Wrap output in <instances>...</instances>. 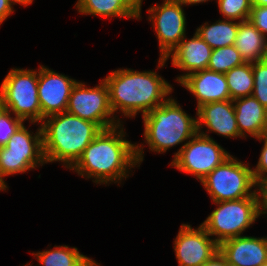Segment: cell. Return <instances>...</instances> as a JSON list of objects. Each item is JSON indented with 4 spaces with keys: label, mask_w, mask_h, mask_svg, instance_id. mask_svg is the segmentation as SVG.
Segmentation results:
<instances>
[{
    "label": "cell",
    "mask_w": 267,
    "mask_h": 266,
    "mask_svg": "<svg viewBox=\"0 0 267 266\" xmlns=\"http://www.w3.org/2000/svg\"><path fill=\"white\" fill-rule=\"evenodd\" d=\"M123 122L103 129L85 148L81 157L69 169L96 185H121L144 161V143L126 139Z\"/></svg>",
    "instance_id": "obj_1"
},
{
    "label": "cell",
    "mask_w": 267,
    "mask_h": 266,
    "mask_svg": "<svg viewBox=\"0 0 267 266\" xmlns=\"http://www.w3.org/2000/svg\"><path fill=\"white\" fill-rule=\"evenodd\" d=\"M109 91L111 109L118 117V111L126 118H135L137 114H147L159 107L172 95L174 87L155 70L137 71L119 68L104 79Z\"/></svg>",
    "instance_id": "obj_2"
},
{
    "label": "cell",
    "mask_w": 267,
    "mask_h": 266,
    "mask_svg": "<svg viewBox=\"0 0 267 266\" xmlns=\"http://www.w3.org/2000/svg\"><path fill=\"white\" fill-rule=\"evenodd\" d=\"M46 164L59 162L70 169L85 148L102 131L91 121L67 111L48 116L40 123Z\"/></svg>",
    "instance_id": "obj_3"
},
{
    "label": "cell",
    "mask_w": 267,
    "mask_h": 266,
    "mask_svg": "<svg viewBox=\"0 0 267 266\" xmlns=\"http://www.w3.org/2000/svg\"><path fill=\"white\" fill-rule=\"evenodd\" d=\"M142 120L143 142L156 154H163L181 143L183 147L197 133V118L186 113L172 95L143 115Z\"/></svg>",
    "instance_id": "obj_4"
},
{
    "label": "cell",
    "mask_w": 267,
    "mask_h": 266,
    "mask_svg": "<svg viewBox=\"0 0 267 266\" xmlns=\"http://www.w3.org/2000/svg\"><path fill=\"white\" fill-rule=\"evenodd\" d=\"M0 104L29 124L39 125L42 113L38 98V69L11 68L0 85Z\"/></svg>",
    "instance_id": "obj_5"
},
{
    "label": "cell",
    "mask_w": 267,
    "mask_h": 266,
    "mask_svg": "<svg viewBox=\"0 0 267 266\" xmlns=\"http://www.w3.org/2000/svg\"><path fill=\"white\" fill-rule=\"evenodd\" d=\"M212 203L217 207L201 225L218 244L242 236L260 218L257 191L250 197Z\"/></svg>",
    "instance_id": "obj_6"
},
{
    "label": "cell",
    "mask_w": 267,
    "mask_h": 266,
    "mask_svg": "<svg viewBox=\"0 0 267 266\" xmlns=\"http://www.w3.org/2000/svg\"><path fill=\"white\" fill-rule=\"evenodd\" d=\"M200 183L212 202L250 197L257 190L249 163L242 162L232 155L215 167Z\"/></svg>",
    "instance_id": "obj_7"
},
{
    "label": "cell",
    "mask_w": 267,
    "mask_h": 266,
    "mask_svg": "<svg viewBox=\"0 0 267 266\" xmlns=\"http://www.w3.org/2000/svg\"><path fill=\"white\" fill-rule=\"evenodd\" d=\"M45 164L40 123L36 133L23 124L4 146H0V175L4 180L6 176L23 174Z\"/></svg>",
    "instance_id": "obj_8"
},
{
    "label": "cell",
    "mask_w": 267,
    "mask_h": 266,
    "mask_svg": "<svg viewBox=\"0 0 267 266\" xmlns=\"http://www.w3.org/2000/svg\"><path fill=\"white\" fill-rule=\"evenodd\" d=\"M230 156L231 154L215 139L196 133L174 153L169 166L194 176L200 182Z\"/></svg>",
    "instance_id": "obj_9"
},
{
    "label": "cell",
    "mask_w": 267,
    "mask_h": 266,
    "mask_svg": "<svg viewBox=\"0 0 267 266\" xmlns=\"http://www.w3.org/2000/svg\"><path fill=\"white\" fill-rule=\"evenodd\" d=\"M94 87L79 80L72 88L66 111L96 123L102 130L122 123L115 117L109 101V91L103 79Z\"/></svg>",
    "instance_id": "obj_10"
},
{
    "label": "cell",
    "mask_w": 267,
    "mask_h": 266,
    "mask_svg": "<svg viewBox=\"0 0 267 266\" xmlns=\"http://www.w3.org/2000/svg\"><path fill=\"white\" fill-rule=\"evenodd\" d=\"M183 7L178 0H162L146 10L158 39L159 58L166 59L187 34Z\"/></svg>",
    "instance_id": "obj_11"
},
{
    "label": "cell",
    "mask_w": 267,
    "mask_h": 266,
    "mask_svg": "<svg viewBox=\"0 0 267 266\" xmlns=\"http://www.w3.org/2000/svg\"><path fill=\"white\" fill-rule=\"evenodd\" d=\"M173 245L178 266H201L219 250V244L201 224L196 229L181 224Z\"/></svg>",
    "instance_id": "obj_12"
},
{
    "label": "cell",
    "mask_w": 267,
    "mask_h": 266,
    "mask_svg": "<svg viewBox=\"0 0 267 266\" xmlns=\"http://www.w3.org/2000/svg\"><path fill=\"white\" fill-rule=\"evenodd\" d=\"M77 83L74 78L40 65L38 69V98L44 118L66 111L72 88Z\"/></svg>",
    "instance_id": "obj_13"
},
{
    "label": "cell",
    "mask_w": 267,
    "mask_h": 266,
    "mask_svg": "<svg viewBox=\"0 0 267 266\" xmlns=\"http://www.w3.org/2000/svg\"><path fill=\"white\" fill-rule=\"evenodd\" d=\"M196 118L197 133L203 136L212 138L209 133H216L229 139L243 138L237 126L233 100L203 104L197 108Z\"/></svg>",
    "instance_id": "obj_14"
},
{
    "label": "cell",
    "mask_w": 267,
    "mask_h": 266,
    "mask_svg": "<svg viewBox=\"0 0 267 266\" xmlns=\"http://www.w3.org/2000/svg\"><path fill=\"white\" fill-rule=\"evenodd\" d=\"M212 50L195 31L191 39H187L185 36L166 59H158L157 70L164 68L166 62L171 58L172 66L185 72L176 77L175 81L179 83L187 75L207 69Z\"/></svg>",
    "instance_id": "obj_15"
},
{
    "label": "cell",
    "mask_w": 267,
    "mask_h": 266,
    "mask_svg": "<svg viewBox=\"0 0 267 266\" xmlns=\"http://www.w3.org/2000/svg\"><path fill=\"white\" fill-rule=\"evenodd\" d=\"M178 84L196 98V109L206 103L231 100L225 74L209 69L193 72Z\"/></svg>",
    "instance_id": "obj_16"
},
{
    "label": "cell",
    "mask_w": 267,
    "mask_h": 266,
    "mask_svg": "<svg viewBox=\"0 0 267 266\" xmlns=\"http://www.w3.org/2000/svg\"><path fill=\"white\" fill-rule=\"evenodd\" d=\"M228 266H259L267 262V237L238 236L219 244Z\"/></svg>",
    "instance_id": "obj_17"
},
{
    "label": "cell",
    "mask_w": 267,
    "mask_h": 266,
    "mask_svg": "<svg viewBox=\"0 0 267 266\" xmlns=\"http://www.w3.org/2000/svg\"><path fill=\"white\" fill-rule=\"evenodd\" d=\"M142 3L143 0H77L74 7L81 15L141 20Z\"/></svg>",
    "instance_id": "obj_18"
},
{
    "label": "cell",
    "mask_w": 267,
    "mask_h": 266,
    "mask_svg": "<svg viewBox=\"0 0 267 266\" xmlns=\"http://www.w3.org/2000/svg\"><path fill=\"white\" fill-rule=\"evenodd\" d=\"M233 105L239 133L243 139L260 138L267 117V109L253 95L235 99Z\"/></svg>",
    "instance_id": "obj_19"
},
{
    "label": "cell",
    "mask_w": 267,
    "mask_h": 266,
    "mask_svg": "<svg viewBox=\"0 0 267 266\" xmlns=\"http://www.w3.org/2000/svg\"><path fill=\"white\" fill-rule=\"evenodd\" d=\"M234 46L245 62L267 59V38L249 20L239 22Z\"/></svg>",
    "instance_id": "obj_20"
},
{
    "label": "cell",
    "mask_w": 267,
    "mask_h": 266,
    "mask_svg": "<svg viewBox=\"0 0 267 266\" xmlns=\"http://www.w3.org/2000/svg\"><path fill=\"white\" fill-rule=\"evenodd\" d=\"M37 259L36 266H98L100 263L80 253L77 247L54 246L52 249L32 252Z\"/></svg>",
    "instance_id": "obj_21"
},
{
    "label": "cell",
    "mask_w": 267,
    "mask_h": 266,
    "mask_svg": "<svg viewBox=\"0 0 267 266\" xmlns=\"http://www.w3.org/2000/svg\"><path fill=\"white\" fill-rule=\"evenodd\" d=\"M239 22L234 20L219 19L212 24L205 22L196 28V33L212 48L234 45Z\"/></svg>",
    "instance_id": "obj_22"
},
{
    "label": "cell",
    "mask_w": 267,
    "mask_h": 266,
    "mask_svg": "<svg viewBox=\"0 0 267 266\" xmlns=\"http://www.w3.org/2000/svg\"><path fill=\"white\" fill-rule=\"evenodd\" d=\"M231 100L250 96L254 90L252 63L245 62L225 73Z\"/></svg>",
    "instance_id": "obj_23"
},
{
    "label": "cell",
    "mask_w": 267,
    "mask_h": 266,
    "mask_svg": "<svg viewBox=\"0 0 267 266\" xmlns=\"http://www.w3.org/2000/svg\"><path fill=\"white\" fill-rule=\"evenodd\" d=\"M245 63L234 45L212 50L208 68L211 71L225 74L232 68Z\"/></svg>",
    "instance_id": "obj_24"
},
{
    "label": "cell",
    "mask_w": 267,
    "mask_h": 266,
    "mask_svg": "<svg viewBox=\"0 0 267 266\" xmlns=\"http://www.w3.org/2000/svg\"><path fill=\"white\" fill-rule=\"evenodd\" d=\"M222 19L234 21L249 20L252 3L251 0H216Z\"/></svg>",
    "instance_id": "obj_25"
},
{
    "label": "cell",
    "mask_w": 267,
    "mask_h": 266,
    "mask_svg": "<svg viewBox=\"0 0 267 266\" xmlns=\"http://www.w3.org/2000/svg\"><path fill=\"white\" fill-rule=\"evenodd\" d=\"M254 74L253 96L267 109V59L252 63Z\"/></svg>",
    "instance_id": "obj_26"
},
{
    "label": "cell",
    "mask_w": 267,
    "mask_h": 266,
    "mask_svg": "<svg viewBox=\"0 0 267 266\" xmlns=\"http://www.w3.org/2000/svg\"><path fill=\"white\" fill-rule=\"evenodd\" d=\"M24 122L0 104V146H4Z\"/></svg>",
    "instance_id": "obj_27"
},
{
    "label": "cell",
    "mask_w": 267,
    "mask_h": 266,
    "mask_svg": "<svg viewBox=\"0 0 267 266\" xmlns=\"http://www.w3.org/2000/svg\"><path fill=\"white\" fill-rule=\"evenodd\" d=\"M256 140L263 142L258 162L254 168L252 167L253 178L257 184L267 178V140L262 139L261 137Z\"/></svg>",
    "instance_id": "obj_28"
},
{
    "label": "cell",
    "mask_w": 267,
    "mask_h": 266,
    "mask_svg": "<svg viewBox=\"0 0 267 266\" xmlns=\"http://www.w3.org/2000/svg\"><path fill=\"white\" fill-rule=\"evenodd\" d=\"M249 21L267 38V6L252 5Z\"/></svg>",
    "instance_id": "obj_29"
},
{
    "label": "cell",
    "mask_w": 267,
    "mask_h": 266,
    "mask_svg": "<svg viewBox=\"0 0 267 266\" xmlns=\"http://www.w3.org/2000/svg\"><path fill=\"white\" fill-rule=\"evenodd\" d=\"M260 216L267 214V178L257 183Z\"/></svg>",
    "instance_id": "obj_30"
},
{
    "label": "cell",
    "mask_w": 267,
    "mask_h": 266,
    "mask_svg": "<svg viewBox=\"0 0 267 266\" xmlns=\"http://www.w3.org/2000/svg\"><path fill=\"white\" fill-rule=\"evenodd\" d=\"M201 266H228V263L225 256L221 253L220 250H218L209 260L204 262Z\"/></svg>",
    "instance_id": "obj_31"
},
{
    "label": "cell",
    "mask_w": 267,
    "mask_h": 266,
    "mask_svg": "<svg viewBox=\"0 0 267 266\" xmlns=\"http://www.w3.org/2000/svg\"><path fill=\"white\" fill-rule=\"evenodd\" d=\"M14 7L8 0H0V25L14 13Z\"/></svg>",
    "instance_id": "obj_32"
},
{
    "label": "cell",
    "mask_w": 267,
    "mask_h": 266,
    "mask_svg": "<svg viewBox=\"0 0 267 266\" xmlns=\"http://www.w3.org/2000/svg\"><path fill=\"white\" fill-rule=\"evenodd\" d=\"M183 6H189V5H197L202 4L206 2H210V0H178ZM212 1V0H211Z\"/></svg>",
    "instance_id": "obj_33"
},
{
    "label": "cell",
    "mask_w": 267,
    "mask_h": 266,
    "mask_svg": "<svg viewBox=\"0 0 267 266\" xmlns=\"http://www.w3.org/2000/svg\"><path fill=\"white\" fill-rule=\"evenodd\" d=\"M13 6L14 5H17V4H19V5H23V6H25V7H27L28 5H30V4H33V1L34 0H8Z\"/></svg>",
    "instance_id": "obj_34"
},
{
    "label": "cell",
    "mask_w": 267,
    "mask_h": 266,
    "mask_svg": "<svg viewBox=\"0 0 267 266\" xmlns=\"http://www.w3.org/2000/svg\"><path fill=\"white\" fill-rule=\"evenodd\" d=\"M252 5L267 6V0H251Z\"/></svg>",
    "instance_id": "obj_35"
},
{
    "label": "cell",
    "mask_w": 267,
    "mask_h": 266,
    "mask_svg": "<svg viewBox=\"0 0 267 266\" xmlns=\"http://www.w3.org/2000/svg\"><path fill=\"white\" fill-rule=\"evenodd\" d=\"M8 188L6 180H4L0 175V191H6Z\"/></svg>",
    "instance_id": "obj_36"
},
{
    "label": "cell",
    "mask_w": 267,
    "mask_h": 266,
    "mask_svg": "<svg viewBox=\"0 0 267 266\" xmlns=\"http://www.w3.org/2000/svg\"><path fill=\"white\" fill-rule=\"evenodd\" d=\"M261 138L267 140V117H266L263 132L261 134Z\"/></svg>",
    "instance_id": "obj_37"
},
{
    "label": "cell",
    "mask_w": 267,
    "mask_h": 266,
    "mask_svg": "<svg viewBox=\"0 0 267 266\" xmlns=\"http://www.w3.org/2000/svg\"><path fill=\"white\" fill-rule=\"evenodd\" d=\"M23 266H32V263L30 264V263H26L25 265H23Z\"/></svg>",
    "instance_id": "obj_38"
},
{
    "label": "cell",
    "mask_w": 267,
    "mask_h": 266,
    "mask_svg": "<svg viewBox=\"0 0 267 266\" xmlns=\"http://www.w3.org/2000/svg\"><path fill=\"white\" fill-rule=\"evenodd\" d=\"M259 266H267V262H266V263H264V264H261V265H259Z\"/></svg>",
    "instance_id": "obj_39"
}]
</instances>
